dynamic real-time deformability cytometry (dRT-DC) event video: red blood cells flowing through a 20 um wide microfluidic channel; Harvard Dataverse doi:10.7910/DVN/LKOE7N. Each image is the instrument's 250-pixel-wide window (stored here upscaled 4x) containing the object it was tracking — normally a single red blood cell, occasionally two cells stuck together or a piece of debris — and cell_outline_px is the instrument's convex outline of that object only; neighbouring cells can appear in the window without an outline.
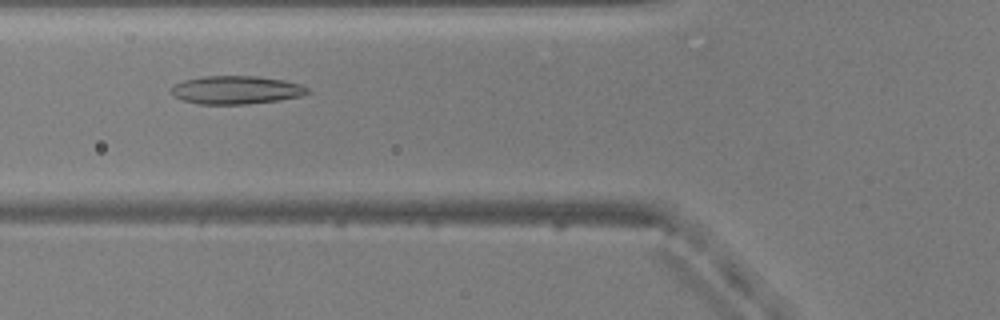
{"species": "common noctule bat (a hibernating species)", "species_latin": "Nyctalus noctula", "temperature_condition": "warm", "stored_images_in_passage": 37, "camera_frame_rate_fps": 3000, "um_per_image_px": 0.085, "animal": {"sex": "male", "body_mass_g": 20.5, "forearm_length_mm": 52.5}, "frame": {"image": 1, "passage_image": 6, "time_ms": 1.667, "image_size_px": [1000, 320], "cell_outline_px": [[312, 92], [304, 96], [280, 100], [248, 104], [196, 104], [184, 100], [176, 96], [172, 92], [172, 84], [184, 80], [204, 76], [260, 76], [284, 80], [300, 84], [308, 88]], "centroid_in_image_um": [20.13, 7.64], "position_along_channel_um": 105.7, "area_um2": 22.6}}
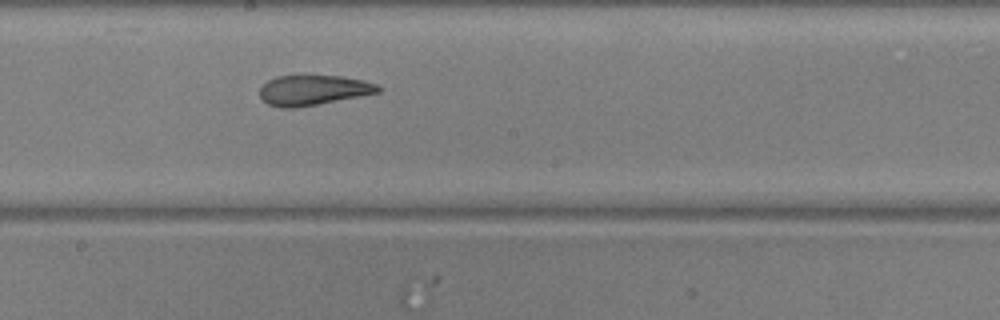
{"frame": {"image": 2, "passage_image": 15, "time_ms": 4.667, "image_size_px": [1000, 320], "cell_outline_px": [[380, 92], [360, 96], [296, 108], [280, 108], [268, 104], [260, 96], [260, 88], [268, 80], [276, 76], [304, 72], [340, 76], [364, 80], [376, 84], [380, 88]], "centroid_in_image_um": [26.59, 7.61], "position_along_channel_um": 221.6, "area_um2": 21.5}}
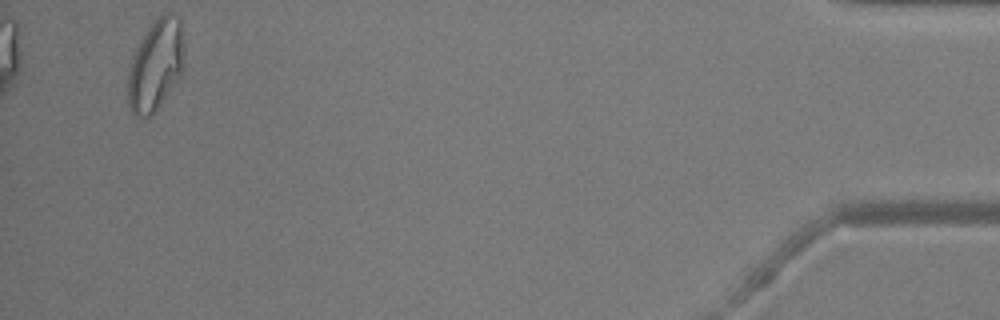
{"frame": {"image": 3, "passage_image": 37, "time_ms": 12.0, "image_size_px": [1000, 320], "cell_outline_px": [[184, 68], [180, 76], [152, 116], [132, 116], [128, 104], [128, 72], [132, 56], [140, 40], [152, 20], [164, 12], [168, 12], [180, 20], [184, 52]], "centroid_in_image_um": [13.22, 5.53], "position_along_channel_um": 422.0, "area_um2": 30.06}, "authors_computed_cell_mechanics": {"area_um2": 22.0796, "velocity_mm_per_s": 3.8499, "shape_relaxation_time_tau1_ms": null, "shape_relaxation_time_tau2_ms": 2.0945, "deformation_change_tau1": null, "deformation_change_tau2": 0.0929}}